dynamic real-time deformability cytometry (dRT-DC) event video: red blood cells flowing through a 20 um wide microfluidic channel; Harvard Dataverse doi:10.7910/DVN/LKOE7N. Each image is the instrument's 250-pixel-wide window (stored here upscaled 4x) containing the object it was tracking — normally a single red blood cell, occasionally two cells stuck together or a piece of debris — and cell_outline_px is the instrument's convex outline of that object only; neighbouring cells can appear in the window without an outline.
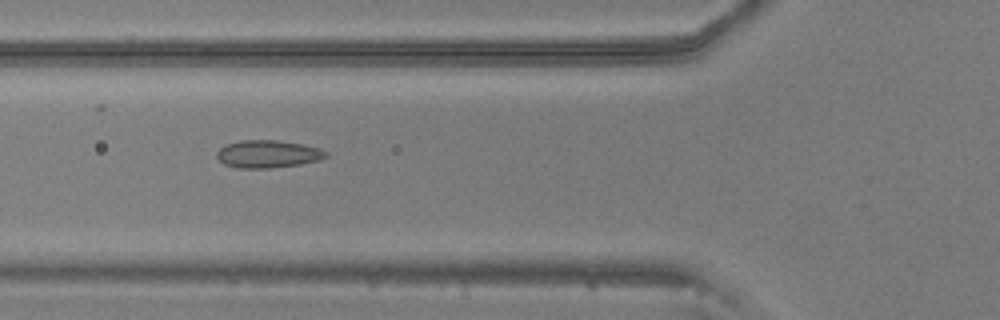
{"species": "common noctule bat (a hibernating species)", "species_latin": "Nyctalus noctula", "temperature_condition": "warm", "stored_images_in_passage": 35, "camera_frame_rate_fps": 3000, "um_per_image_px": 0.085, "animal": {"sex": "male", "body_mass_g": 20.5, "forearm_length_mm": 52.5}, "frame": {"image": 1, "passage_image": 15, "time_ms": 4.667, "image_size_px": [1000, 320], "cell_outline_px": [[328, 156], [320, 160], [300, 164], [268, 168], [240, 168], [224, 164], [216, 156], [216, 152], [220, 148], [228, 144], [240, 140], [276, 140], [304, 144], [320, 148], [328, 152]], "centroid_in_image_um": [22.8, 13.08], "position_along_channel_um": 103.0, "area_um2": 17.57}}
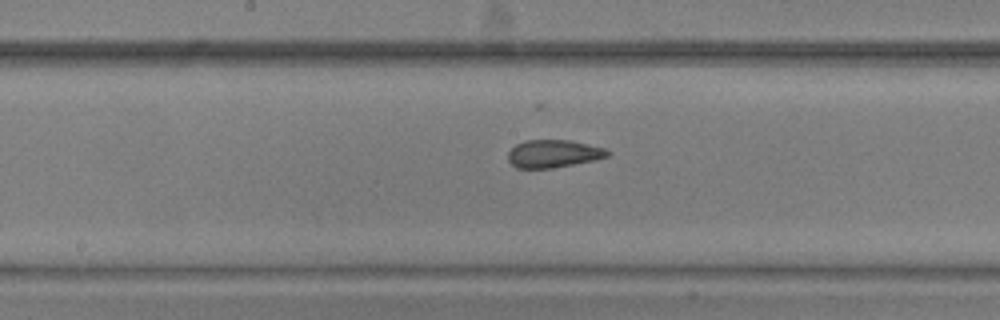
{"frame": {"image": 2, "passage_image": 23, "time_ms": 7.333, "image_size_px": [1000, 320], "cell_outline_px": [[612, 152], [608, 156], [596, 160], [552, 168], [516, 168], [508, 160], [508, 152], [516, 144], [524, 140], [568, 140], [604, 148]], "centroid_in_image_um": [47.04, 13.07], "position_along_channel_um": 201.2, "area_um2": 16.07}}
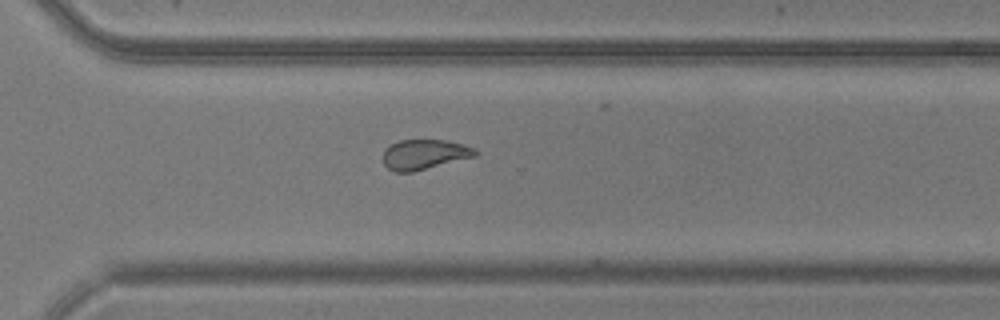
{"frame": {"image": 3, "passage_image": 34, "time_ms": 11.0, "image_size_px": [1000, 320], "cell_outline_px": [[480, 152], [476, 156], [412, 172], [396, 172], [388, 168], [384, 164], [384, 148], [400, 140], [448, 140], [464, 144], [476, 148]], "centroid_in_image_um": [36.12, 13.12], "position_along_channel_um": 334.5, "area_um2": 16.18}}